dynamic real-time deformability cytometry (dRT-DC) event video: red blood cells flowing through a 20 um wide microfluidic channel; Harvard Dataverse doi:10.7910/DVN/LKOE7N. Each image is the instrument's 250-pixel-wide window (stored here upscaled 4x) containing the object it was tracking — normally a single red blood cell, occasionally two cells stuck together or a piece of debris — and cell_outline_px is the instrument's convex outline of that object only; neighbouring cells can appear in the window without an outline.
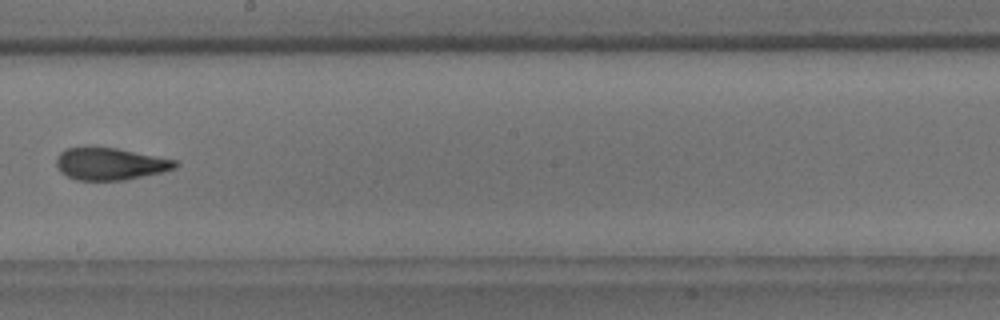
{"species": "common noctule bat (a hibernating species)", "species_latin": "Nyctalus noctula", "temperature_condition": "room temperature", "stored_images_in_passage": 9, "camera_frame_rate_fps": 3000, "um_per_image_px": 0.085, "animal": {"sex": "male", "body_mass_g": 18.8}, "frame": {"image": 1, "passage_image": 9, "time_ms": 9.0, "image_size_px": [1000, 320], "cell_outline_px": [[180, 164], [176, 168], [160, 172], [124, 180], [76, 180], [60, 172], [56, 164], [56, 156], [60, 152], [68, 148], [88, 144], [116, 148], [176, 160]], "centroid_in_image_um": [9.3, 13.89], "position_along_channel_um": 238.9, "area_um2": 22.66}}